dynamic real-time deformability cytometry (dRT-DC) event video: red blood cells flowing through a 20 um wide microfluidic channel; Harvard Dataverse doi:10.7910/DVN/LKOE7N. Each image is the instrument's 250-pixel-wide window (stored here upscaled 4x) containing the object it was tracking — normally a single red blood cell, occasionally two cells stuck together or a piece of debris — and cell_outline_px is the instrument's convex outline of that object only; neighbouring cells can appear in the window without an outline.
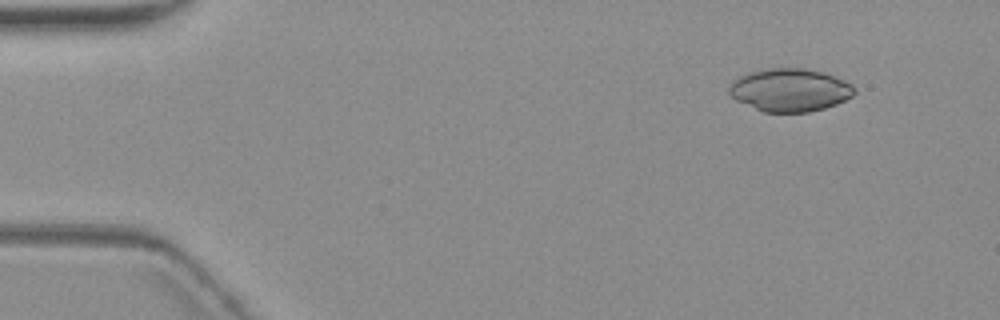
{"species": "common noctule bat (a hibernating species)", "species_latin": "Nyctalus noctula", "temperature_condition": "warm", "stored_images_in_passage": 4, "camera_frame_rate_fps": 3000, "um_per_image_px": 0.085, "animal": {"sex": "female", "body_mass_g": 19.3, "forearm_length_mm": 54.1}, "frame": {"image": 1, "passage_image": 1, "time_ms": 0.0, "image_size_px": [1000, 320], "cell_outline_px": [[856, 92], [852, 96], [836, 104], [824, 108], [808, 112], [764, 112], [736, 100], [728, 92], [728, 88], [732, 80], [748, 72], [768, 68], [804, 68], [824, 72], [844, 80], [852, 84], [856, 88]], "centroid_in_image_um": [67.14, 7.64], "position_along_channel_um": 17.9, "area_um2": 31.44}}